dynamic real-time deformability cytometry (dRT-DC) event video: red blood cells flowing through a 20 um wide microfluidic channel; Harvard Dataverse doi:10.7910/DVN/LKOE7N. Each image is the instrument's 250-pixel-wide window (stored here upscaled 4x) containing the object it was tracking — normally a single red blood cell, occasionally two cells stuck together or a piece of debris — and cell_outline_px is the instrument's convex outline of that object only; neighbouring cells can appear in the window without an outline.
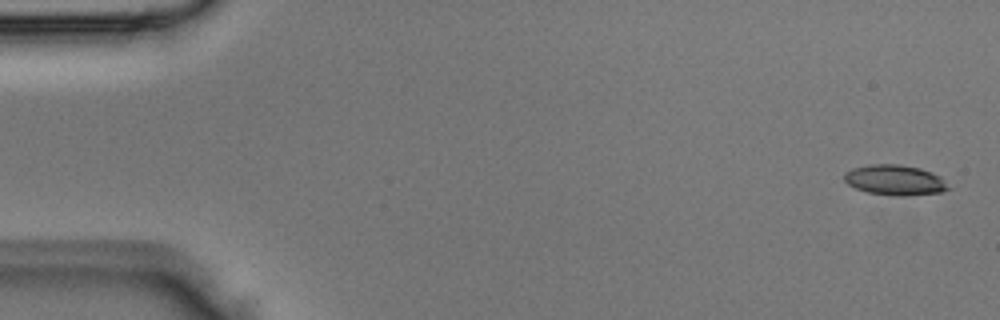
{"species": "Egyptian fruit bat (a non-hibernating species)", "species_latin": "Rousettus aegyptiacus", "temperature_condition": "room temperature", "stored_images_in_passage": 4, "camera_frame_rate_fps": 3000, "um_per_image_px": 0.085, "animal": {"sex": "male"}, "frame": {"image": 1, "passage_image": 1, "time_ms": 0.0, "image_size_px": [1000, 320], "cell_outline_px": [[952, 188], [940, 192], [904, 196], [896, 196], [868, 192], [856, 188], [848, 184], [844, 180], [844, 172], [852, 168], [868, 164], [900, 164], [920, 168], [932, 172], [940, 176]], "centroid_in_image_um": [76.07, 15.29], "position_along_channel_um": 8.9, "area_um2": 18.5}}
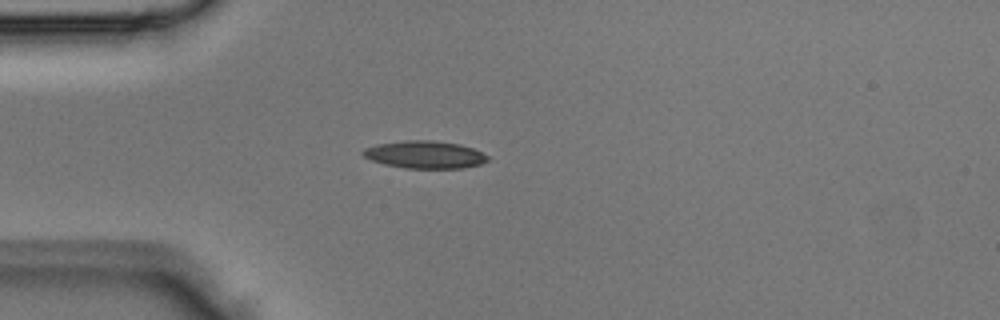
{"frame": {"image": 2, "passage_image": 4, "time_ms": 1.0, "image_size_px": [1000, 320], "cell_outline_px": [[488, 160], [480, 164], [464, 168], [404, 168], [384, 164], [372, 160], [364, 156], [360, 152], [364, 148], [376, 144], [404, 140], [432, 140], [460, 144], [472, 148], [488, 156]], "centroid_in_image_um": [36.08, 13.14], "position_along_channel_um": 48.9, "area_um2": 20.0}}